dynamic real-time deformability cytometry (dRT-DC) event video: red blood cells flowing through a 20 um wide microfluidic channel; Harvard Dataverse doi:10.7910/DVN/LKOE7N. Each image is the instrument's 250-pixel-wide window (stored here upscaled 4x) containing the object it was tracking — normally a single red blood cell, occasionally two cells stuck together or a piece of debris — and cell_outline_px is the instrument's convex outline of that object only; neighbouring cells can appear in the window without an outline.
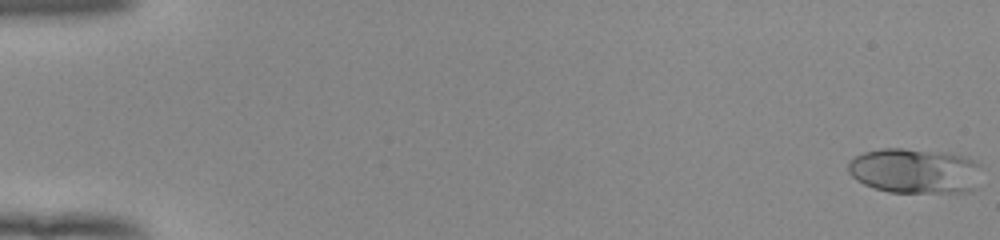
{"species": "human", "species_latin": "Homo sapiens", "temperature_condition": "room temperature", "stored_images_in_passage": 53, "camera_frame_rate_fps": 3000, "um_per_image_px": 0.085, "donor": {"sex": "female"}, "frame": {"image": 1, "passage_image": 1, "time_ms": 0.0, "image_size_px": [1000, 240], "cell_outline_px": [[980, 164], [976, 188], [972, 192], [888, 192], [864, 184], [856, 180], [848, 172], [848, 164], [856, 156], [864, 152], [880, 148], [904, 148], [952, 152], [976, 160]], "centroid_in_image_um": [77.8, 14.51], "position_along_channel_um": 7.2, "area_um2": 35.49}}
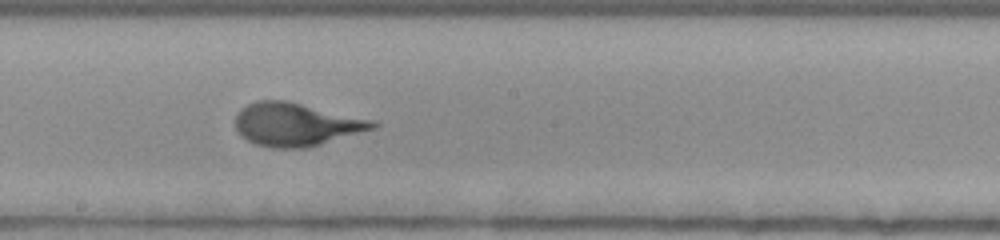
{"frame": {"image": 2, "passage_image": 31, "time_ms": 10.0, "image_size_px": [1000, 240], "cell_outline_px": [[380, 124], [376, 128], [308, 148], [272, 148], [256, 144], [240, 136], [236, 128], [236, 116], [240, 108], [256, 100], [288, 100], [372, 120]], "centroid_in_image_um": [25.15, 10.57], "position_along_channel_um": 223.0, "area_um2": 34.62}}
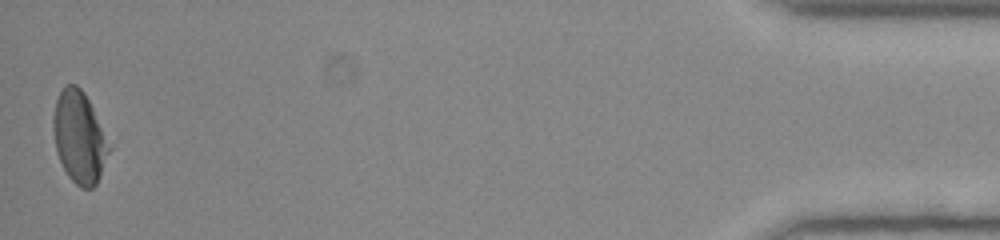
{"frame": {"image": 3, "passage_image": 53, "time_ms": 17.333, "image_size_px": [1000, 240], "cell_outline_px": [[112, 148], [100, 176], [96, 184], [92, 188], [80, 188], [68, 176], [56, 152], [52, 128], [52, 120], [56, 100], [64, 84], [76, 84], [84, 92], [112, 144]], "centroid_in_image_um": [6.76, 11.66], "position_along_channel_um": 428.4, "area_um2": 30.23}, "authors_computed_cell_mechanics": {"area_um2": 33.6974, "velocity_mm_per_s": 3.9479, "shape_relaxation_time_tau1_ms": 5.3526, "shape_relaxation_time_tau2_ms": null, "deformation_change_tau1": 0.1985, "deformation_change_tau2": null}}